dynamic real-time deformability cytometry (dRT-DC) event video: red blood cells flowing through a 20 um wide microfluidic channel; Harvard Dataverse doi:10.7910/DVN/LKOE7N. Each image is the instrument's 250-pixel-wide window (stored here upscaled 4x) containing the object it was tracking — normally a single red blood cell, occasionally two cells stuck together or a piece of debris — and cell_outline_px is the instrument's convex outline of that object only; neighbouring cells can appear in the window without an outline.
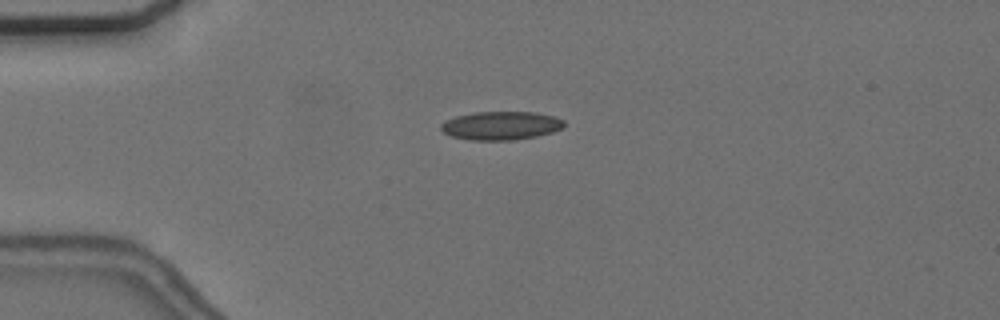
{"species": "common noctule bat (a hibernating species)", "species_latin": "Nyctalus noctula", "temperature_condition": "cold", "stored_images_in_passage": 14, "camera_frame_rate_fps": 3000, "um_per_image_px": 0.085, "animal": {"sex": "female", "body_mass_g": 24.6, "forearm_length_mm": 56.2}, "frame": {"image": 1, "passage_image": 1, "time_ms": 0.0, "image_size_px": [1000, 320], "cell_outline_px": [[564, 124], [560, 128], [552, 132], [536, 136], [512, 140], [472, 140], [452, 136], [444, 132], [440, 128], [440, 124], [444, 120], [456, 116], [472, 112], [536, 112], [556, 116], [564, 120]], "centroid_in_image_um": [42.56, 10.66], "position_along_channel_um": 42.4, "area_um2": 20.46}}
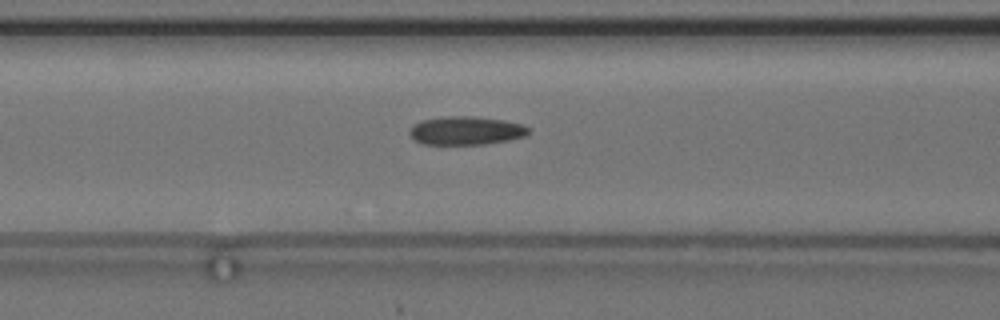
{"frame": {"image": 2, "passage_image": 10, "time_ms": 3.0, "image_size_px": [1000, 320], "cell_outline_px": [[528, 132], [524, 136], [508, 140], [484, 144], [420, 144], [408, 132], [412, 124], [420, 120], [444, 116], [476, 116], [504, 120], [520, 124], [528, 128]], "centroid_in_image_um": [39.54, 11.09], "position_along_channel_um": 127.1, "area_um2": 19.71}}